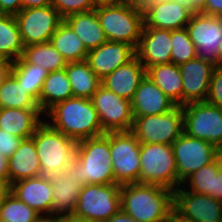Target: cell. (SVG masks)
Wrapping results in <instances>:
<instances>
[{
	"mask_svg": "<svg viewBox=\"0 0 222 222\" xmlns=\"http://www.w3.org/2000/svg\"><path fill=\"white\" fill-rule=\"evenodd\" d=\"M44 118L53 129L76 142L104 134L91 99L68 98L50 108Z\"/></svg>",
	"mask_w": 222,
	"mask_h": 222,
	"instance_id": "obj_1",
	"label": "cell"
},
{
	"mask_svg": "<svg viewBox=\"0 0 222 222\" xmlns=\"http://www.w3.org/2000/svg\"><path fill=\"white\" fill-rule=\"evenodd\" d=\"M121 209L136 222H165L174 210V192L159 185H121Z\"/></svg>",
	"mask_w": 222,
	"mask_h": 222,
	"instance_id": "obj_2",
	"label": "cell"
},
{
	"mask_svg": "<svg viewBox=\"0 0 222 222\" xmlns=\"http://www.w3.org/2000/svg\"><path fill=\"white\" fill-rule=\"evenodd\" d=\"M95 11L108 41L137 48L144 25L142 6L127 1L98 3Z\"/></svg>",
	"mask_w": 222,
	"mask_h": 222,
	"instance_id": "obj_3",
	"label": "cell"
},
{
	"mask_svg": "<svg viewBox=\"0 0 222 222\" xmlns=\"http://www.w3.org/2000/svg\"><path fill=\"white\" fill-rule=\"evenodd\" d=\"M75 158L78 160L79 183L116 184L110 152V132L77 142Z\"/></svg>",
	"mask_w": 222,
	"mask_h": 222,
	"instance_id": "obj_4",
	"label": "cell"
},
{
	"mask_svg": "<svg viewBox=\"0 0 222 222\" xmlns=\"http://www.w3.org/2000/svg\"><path fill=\"white\" fill-rule=\"evenodd\" d=\"M31 138L34 140L41 173L44 176L65 170L75 157L77 142L53 129L46 121L37 128Z\"/></svg>",
	"mask_w": 222,
	"mask_h": 222,
	"instance_id": "obj_5",
	"label": "cell"
},
{
	"mask_svg": "<svg viewBox=\"0 0 222 222\" xmlns=\"http://www.w3.org/2000/svg\"><path fill=\"white\" fill-rule=\"evenodd\" d=\"M139 183L178 188V174L172 145L141 143Z\"/></svg>",
	"mask_w": 222,
	"mask_h": 222,
	"instance_id": "obj_6",
	"label": "cell"
},
{
	"mask_svg": "<svg viewBox=\"0 0 222 222\" xmlns=\"http://www.w3.org/2000/svg\"><path fill=\"white\" fill-rule=\"evenodd\" d=\"M182 110L184 133L205 140L222 152V109L201 101L183 105Z\"/></svg>",
	"mask_w": 222,
	"mask_h": 222,
	"instance_id": "obj_7",
	"label": "cell"
},
{
	"mask_svg": "<svg viewBox=\"0 0 222 222\" xmlns=\"http://www.w3.org/2000/svg\"><path fill=\"white\" fill-rule=\"evenodd\" d=\"M119 184H87L78 197L75 216L104 222L121 210Z\"/></svg>",
	"mask_w": 222,
	"mask_h": 222,
	"instance_id": "obj_8",
	"label": "cell"
},
{
	"mask_svg": "<svg viewBox=\"0 0 222 222\" xmlns=\"http://www.w3.org/2000/svg\"><path fill=\"white\" fill-rule=\"evenodd\" d=\"M131 132L140 143L172 145L184 132L182 106L165 114L135 117Z\"/></svg>",
	"mask_w": 222,
	"mask_h": 222,
	"instance_id": "obj_9",
	"label": "cell"
},
{
	"mask_svg": "<svg viewBox=\"0 0 222 222\" xmlns=\"http://www.w3.org/2000/svg\"><path fill=\"white\" fill-rule=\"evenodd\" d=\"M141 143L131 131L110 132V152L116 184L139 183Z\"/></svg>",
	"mask_w": 222,
	"mask_h": 222,
	"instance_id": "obj_10",
	"label": "cell"
},
{
	"mask_svg": "<svg viewBox=\"0 0 222 222\" xmlns=\"http://www.w3.org/2000/svg\"><path fill=\"white\" fill-rule=\"evenodd\" d=\"M178 174V188L192 173L213 162L222 152L205 140L190 137L184 132L173 142Z\"/></svg>",
	"mask_w": 222,
	"mask_h": 222,
	"instance_id": "obj_11",
	"label": "cell"
},
{
	"mask_svg": "<svg viewBox=\"0 0 222 222\" xmlns=\"http://www.w3.org/2000/svg\"><path fill=\"white\" fill-rule=\"evenodd\" d=\"M91 101L104 133L131 131L134 122L131 101L102 85L92 95Z\"/></svg>",
	"mask_w": 222,
	"mask_h": 222,
	"instance_id": "obj_12",
	"label": "cell"
},
{
	"mask_svg": "<svg viewBox=\"0 0 222 222\" xmlns=\"http://www.w3.org/2000/svg\"><path fill=\"white\" fill-rule=\"evenodd\" d=\"M14 16L24 47L50 42L51 36L63 21L52 5L21 9Z\"/></svg>",
	"mask_w": 222,
	"mask_h": 222,
	"instance_id": "obj_13",
	"label": "cell"
},
{
	"mask_svg": "<svg viewBox=\"0 0 222 222\" xmlns=\"http://www.w3.org/2000/svg\"><path fill=\"white\" fill-rule=\"evenodd\" d=\"M197 57L219 66L218 47L222 41V17L194 11L186 25Z\"/></svg>",
	"mask_w": 222,
	"mask_h": 222,
	"instance_id": "obj_14",
	"label": "cell"
},
{
	"mask_svg": "<svg viewBox=\"0 0 222 222\" xmlns=\"http://www.w3.org/2000/svg\"><path fill=\"white\" fill-rule=\"evenodd\" d=\"M52 185L51 216H72L83 186L79 183L78 160L74 157L65 170L47 176Z\"/></svg>",
	"mask_w": 222,
	"mask_h": 222,
	"instance_id": "obj_15",
	"label": "cell"
},
{
	"mask_svg": "<svg viewBox=\"0 0 222 222\" xmlns=\"http://www.w3.org/2000/svg\"><path fill=\"white\" fill-rule=\"evenodd\" d=\"M143 27L185 28L194 10L184 0H151L142 6Z\"/></svg>",
	"mask_w": 222,
	"mask_h": 222,
	"instance_id": "obj_16",
	"label": "cell"
},
{
	"mask_svg": "<svg viewBox=\"0 0 222 222\" xmlns=\"http://www.w3.org/2000/svg\"><path fill=\"white\" fill-rule=\"evenodd\" d=\"M174 210L192 222H222V202L180 186L174 191Z\"/></svg>",
	"mask_w": 222,
	"mask_h": 222,
	"instance_id": "obj_17",
	"label": "cell"
},
{
	"mask_svg": "<svg viewBox=\"0 0 222 222\" xmlns=\"http://www.w3.org/2000/svg\"><path fill=\"white\" fill-rule=\"evenodd\" d=\"M216 67L198 57L179 65L183 84V105L207 100L210 81Z\"/></svg>",
	"mask_w": 222,
	"mask_h": 222,
	"instance_id": "obj_18",
	"label": "cell"
},
{
	"mask_svg": "<svg viewBox=\"0 0 222 222\" xmlns=\"http://www.w3.org/2000/svg\"><path fill=\"white\" fill-rule=\"evenodd\" d=\"M171 30L143 27L135 56L145 69L171 62Z\"/></svg>",
	"mask_w": 222,
	"mask_h": 222,
	"instance_id": "obj_19",
	"label": "cell"
},
{
	"mask_svg": "<svg viewBox=\"0 0 222 222\" xmlns=\"http://www.w3.org/2000/svg\"><path fill=\"white\" fill-rule=\"evenodd\" d=\"M135 56V49L127 43L107 41L89 50L86 61L97 77L102 80Z\"/></svg>",
	"mask_w": 222,
	"mask_h": 222,
	"instance_id": "obj_20",
	"label": "cell"
},
{
	"mask_svg": "<svg viewBox=\"0 0 222 222\" xmlns=\"http://www.w3.org/2000/svg\"><path fill=\"white\" fill-rule=\"evenodd\" d=\"M10 192L40 215H51L53 190L47 176L16 181L10 185Z\"/></svg>",
	"mask_w": 222,
	"mask_h": 222,
	"instance_id": "obj_21",
	"label": "cell"
},
{
	"mask_svg": "<svg viewBox=\"0 0 222 222\" xmlns=\"http://www.w3.org/2000/svg\"><path fill=\"white\" fill-rule=\"evenodd\" d=\"M131 105L134 118L165 114L177 106L147 75L141 80Z\"/></svg>",
	"mask_w": 222,
	"mask_h": 222,
	"instance_id": "obj_22",
	"label": "cell"
},
{
	"mask_svg": "<svg viewBox=\"0 0 222 222\" xmlns=\"http://www.w3.org/2000/svg\"><path fill=\"white\" fill-rule=\"evenodd\" d=\"M145 75V67L134 56L126 64L118 67L102 79L101 85L119 97L131 101Z\"/></svg>",
	"mask_w": 222,
	"mask_h": 222,
	"instance_id": "obj_23",
	"label": "cell"
},
{
	"mask_svg": "<svg viewBox=\"0 0 222 222\" xmlns=\"http://www.w3.org/2000/svg\"><path fill=\"white\" fill-rule=\"evenodd\" d=\"M41 109L0 108V129L23 140L31 138L45 121Z\"/></svg>",
	"mask_w": 222,
	"mask_h": 222,
	"instance_id": "obj_24",
	"label": "cell"
},
{
	"mask_svg": "<svg viewBox=\"0 0 222 222\" xmlns=\"http://www.w3.org/2000/svg\"><path fill=\"white\" fill-rule=\"evenodd\" d=\"M8 184L41 176L40 161L32 138L22 140L16 151L7 159Z\"/></svg>",
	"mask_w": 222,
	"mask_h": 222,
	"instance_id": "obj_25",
	"label": "cell"
},
{
	"mask_svg": "<svg viewBox=\"0 0 222 222\" xmlns=\"http://www.w3.org/2000/svg\"><path fill=\"white\" fill-rule=\"evenodd\" d=\"M181 186L222 202V153L213 162L188 176Z\"/></svg>",
	"mask_w": 222,
	"mask_h": 222,
	"instance_id": "obj_26",
	"label": "cell"
},
{
	"mask_svg": "<svg viewBox=\"0 0 222 222\" xmlns=\"http://www.w3.org/2000/svg\"><path fill=\"white\" fill-rule=\"evenodd\" d=\"M64 21L72 28L88 51L98 48L108 41L104 30L101 28L95 9L72 14L66 17Z\"/></svg>",
	"mask_w": 222,
	"mask_h": 222,
	"instance_id": "obj_27",
	"label": "cell"
},
{
	"mask_svg": "<svg viewBox=\"0 0 222 222\" xmlns=\"http://www.w3.org/2000/svg\"><path fill=\"white\" fill-rule=\"evenodd\" d=\"M146 75L177 106H183V84L179 66L170 62L146 69Z\"/></svg>",
	"mask_w": 222,
	"mask_h": 222,
	"instance_id": "obj_28",
	"label": "cell"
},
{
	"mask_svg": "<svg viewBox=\"0 0 222 222\" xmlns=\"http://www.w3.org/2000/svg\"><path fill=\"white\" fill-rule=\"evenodd\" d=\"M66 75L69 79L73 97L91 99L101 85V80L89 67L86 60L67 62Z\"/></svg>",
	"mask_w": 222,
	"mask_h": 222,
	"instance_id": "obj_29",
	"label": "cell"
},
{
	"mask_svg": "<svg viewBox=\"0 0 222 222\" xmlns=\"http://www.w3.org/2000/svg\"><path fill=\"white\" fill-rule=\"evenodd\" d=\"M73 97L65 68L49 72L39 95V108L45 114L55 104Z\"/></svg>",
	"mask_w": 222,
	"mask_h": 222,
	"instance_id": "obj_30",
	"label": "cell"
},
{
	"mask_svg": "<svg viewBox=\"0 0 222 222\" xmlns=\"http://www.w3.org/2000/svg\"><path fill=\"white\" fill-rule=\"evenodd\" d=\"M50 43L67 62L84 61L89 52L80 38L64 20L51 36Z\"/></svg>",
	"mask_w": 222,
	"mask_h": 222,
	"instance_id": "obj_31",
	"label": "cell"
},
{
	"mask_svg": "<svg viewBox=\"0 0 222 222\" xmlns=\"http://www.w3.org/2000/svg\"><path fill=\"white\" fill-rule=\"evenodd\" d=\"M24 45L14 15L0 14V58L15 62L22 57Z\"/></svg>",
	"mask_w": 222,
	"mask_h": 222,
	"instance_id": "obj_32",
	"label": "cell"
},
{
	"mask_svg": "<svg viewBox=\"0 0 222 222\" xmlns=\"http://www.w3.org/2000/svg\"><path fill=\"white\" fill-rule=\"evenodd\" d=\"M11 73L17 78L27 93L38 103L43 82L48 76V71L40 65L29 64L22 57L12 62Z\"/></svg>",
	"mask_w": 222,
	"mask_h": 222,
	"instance_id": "obj_33",
	"label": "cell"
},
{
	"mask_svg": "<svg viewBox=\"0 0 222 222\" xmlns=\"http://www.w3.org/2000/svg\"><path fill=\"white\" fill-rule=\"evenodd\" d=\"M22 58L29 64L42 66L48 72L62 70L67 64V61L50 42L24 47Z\"/></svg>",
	"mask_w": 222,
	"mask_h": 222,
	"instance_id": "obj_34",
	"label": "cell"
},
{
	"mask_svg": "<svg viewBox=\"0 0 222 222\" xmlns=\"http://www.w3.org/2000/svg\"><path fill=\"white\" fill-rule=\"evenodd\" d=\"M0 108L40 109L12 73L0 86Z\"/></svg>",
	"mask_w": 222,
	"mask_h": 222,
	"instance_id": "obj_35",
	"label": "cell"
},
{
	"mask_svg": "<svg viewBox=\"0 0 222 222\" xmlns=\"http://www.w3.org/2000/svg\"><path fill=\"white\" fill-rule=\"evenodd\" d=\"M40 214L9 192L0 205V222H33Z\"/></svg>",
	"mask_w": 222,
	"mask_h": 222,
	"instance_id": "obj_36",
	"label": "cell"
},
{
	"mask_svg": "<svg viewBox=\"0 0 222 222\" xmlns=\"http://www.w3.org/2000/svg\"><path fill=\"white\" fill-rule=\"evenodd\" d=\"M171 62L181 65L197 57L194 43L189 37L186 28L171 31Z\"/></svg>",
	"mask_w": 222,
	"mask_h": 222,
	"instance_id": "obj_37",
	"label": "cell"
},
{
	"mask_svg": "<svg viewBox=\"0 0 222 222\" xmlns=\"http://www.w3.org/2000/svg\"><path fill=\"white\" fill-rule=\"evenodd\" d=\"M97 5L96 0H52V6L63 20L72 14L92 11Z\"/></svg>",
	"mask_w": 222,
	"mask_h": 222,
	"instance_id": "obj_38",
	"label": "cell"
},
{
	"mask_svg": "<svg viewBox=\"0 0 222 222\" xmlns=\"http://www.w3.org/2000/svg\"><path fill=\"white\" fill-rule=\"evenodd\" d=\"M206 101L222 109V67L220 66H217L212 74Z\"/></svg>",
	"mask_w": 222,
	"mask_h": 222,
	"instance_id": "obj_39",
	"label": "cell"
},
{
	"mask_svg": "<svg viewBox=\"0 0 222 222\" xmlns=\"http://www.w3.org/2000/svg\"><path fill=\"white\" fill-rule=\"evenodd\" d=\"M22 140L0 129V154L8 159L19 147Z\"/></svg>",
	"mask_w": 222,
	"mask_h": 222,
	"instance_id": "obj_40",
	"label": "cell"
},
{
	"mask_svg": "<svg viewBox=\"0 0 222 222\" xmlns=\"http://www.w3.org/2000/svg\"><path fill=\"white\" fill-rule=\"evenodd\" d=\"M22 9V0H0V14L16 15Z\"/></svg>",
	"mask_w": 222,
	"mask_h": 222,
	"instance_id": "obj_41",
	"label": "cell"
},
{
	"mask_svg": "<svg viewBox=\"0 0 222 222\" xmlns=\"http://www.w3.org/2000/svg\"><path fill=\"white\" fill-rule=\"evenodd\" d=\"M199 12L222 17V0H206Z\"/></svg>",
	"mask_w": 222,
	"mask_h": 222,
	"instance_id": "obj_42",
	"label": "cell"
},
{
	"mask_svg": "<svg viewBox=\"0 0 222 222\" xmlns=\"http://www.w3.org/2000/svg\"><path fill=\"white\" fill-rule=\"evenodd\" d=\"M52 0H22V9L51 6Z\"/></svg>",
	"mask_w": 222,
	"mask_h": 222,
	"instance_id": "obj_43",
	"label": "cell"
},
{
	"mask_svg": "<svg viewBox=\"0 0 222 222\" xmlns=\"http://www.w3.org/2000/svg\"><path fill=\"white\" fill-rule=\"evenodd\" d=\"M12 69V62L7 60L0 61V86L3 84L5 79L9 76Z\"/></svg>",
	"mask_w": 222,
	"mask_h": 222,
	"instance_id": "obj_44",
	"label": "cell"
},
{
	"mask_svg": "<svg viewBox=\"0 0 222 222\" xmlns=\"http://www.w3.org/2000/svg\"><path fill=\"white\" fill-rule=\"evenodd\" d=\"M104 222H136L129 214L125 213L122 209L111 216Z\"/></svg>",
	"mask_w": 222,
	"mask_h": 222,
	"instance_id": "obj_45",
	"label": "cell"
},
{
	"mask_svg": "<svg viewBox=\"0 0 222 222\" xmlns=\"http://www.w3.org/2000/svg\"><path fill=\"white\" fill-rule=\"evenodd\" d=\"M0 181L8 183L7 158L0 154Z\"/></svg>",
	"mask_w": 222,
	"mask_h": 222,
	"instance_id": "obj_46",
	"label": "cell"
},
{
	"mask_svg": "<svg viewBox=\"0 0 222 222\" xmlns=\"http://www.w3.org/2000/svg\"><path fill=\"white\" fill-rule=\"evenodd\" d=\"M165 222H192L191 220H188L186 218H183L178 212L173 210L166 219Z\"/></svg>",
	"mask_w": 222,
	"mask_h": 222,
	"instance_id": "obj_47",
	"label": "cell"
},
{
	"mask_svg": "<svg viewBox=\"0 0 222 222\" xmlns=\"http://www.w3.org/2000/svg\"><path fill=\"white\" fill-rule=\"evenodd\" d=\"M10 192V185L5 181H0V205L3 202L5 196Z\"/></svg>",
	"mask_w": 222,
	"mask_h": 222,
	"instance_id": "obj_48",
	"label": "cell"
},
{
	"mask_svg": "<svg viewBox=\"0 0 222 222\" xmlns=\"http://www.w3.org/2000/svg\"><path fill=\"white\" fill-rule=\"evenodd\" d=\"M194 11H199L206 0H184Z\"/></svg>",
	"mask_w": 222,
	"mask_h": 222,
	"instance_id": "obj_49",
	"label": "cell"
},
{
	"mask_svg": "<svg viewBox=\"0 0 222 222\" xmlns=\"http://www.w3.org/2000/svg\"><path fill=\"white\" fill-rule=\"evenodd\" d=\"M33 222H53V216H51V215H40Z\"/></svg>",
	"mask_w": 222,
	"mask_h": 222,
	"instance_id": "obj_50",
	"label": "cell"
},
{
	"mask_svg": "<svg viewBox=\"0 0 222 222\" xmlns=\"http://www.w3.org/2000/svg\"><path fill=\"white\" fill-rule=\"evenodd\" d=\"M53 222H72V216H53Z\"/></svg>",
	"mask_w": 222,
	"mask_h": 222,
	"instance_id": "obj_51",
	"label": "cell"
},
{
	"mask_svg": "<svg viewBox=\"0 0 222 222\" xmlns=\"http://www.w3.org/2000/svg\"><path fill=\"white\" fill-rule=\"evenodd\" d=\"M72 222H95V221L72 215Z\"/></svg>",
	"mask_w": 222,
	"mask_h": 222,
	"instance_id": "obj_52",
	"label": "cell"
},
{
	"mask_svg": "<svg viewBox=\"0 0 222 222\" xmlns=\"http://www.w3.org/2000/svg\"><path fill=\"white\" fill-rule=\"evenodd\" d=\"M124 1H127L131 4H136V5H140V6H143L145 3L151 1V0H124Z\"/></svg>",
	"mask_w": 222,
	"mask_h": 222,
	"instance_id": "obj_53",
	"label": "cell"
},
{
	"mask_svg": "<svg viewBox=\"0 0 222 222\" xmlns=\"http://www.w3.org/2000/svg\"><path fill=\"white\" fill-rule=\"evenodd\" d=\"M217 55H218V60H219V66L222 67V41L218 47Z\"/></svg>",
	"mask_w": 222,
	"mask_h": 222,
	"instance_id": "obj_54",
	"label": "cell"
},
{
	"mask_svg": "<svg viewBox=\"0 0 222 222\" xmlns=\"http://www.w3.org/2000/svg\"><path fill=\"white\" fill-rule=\"evenodd\" d=\"M98 3L121 2L124 0H96Z\"/></svg>",
	"mask_w": 222,
	"mask_h": 222,
	"instance_id": "obj_55",
	"label": "cell"
}]
</instances>
